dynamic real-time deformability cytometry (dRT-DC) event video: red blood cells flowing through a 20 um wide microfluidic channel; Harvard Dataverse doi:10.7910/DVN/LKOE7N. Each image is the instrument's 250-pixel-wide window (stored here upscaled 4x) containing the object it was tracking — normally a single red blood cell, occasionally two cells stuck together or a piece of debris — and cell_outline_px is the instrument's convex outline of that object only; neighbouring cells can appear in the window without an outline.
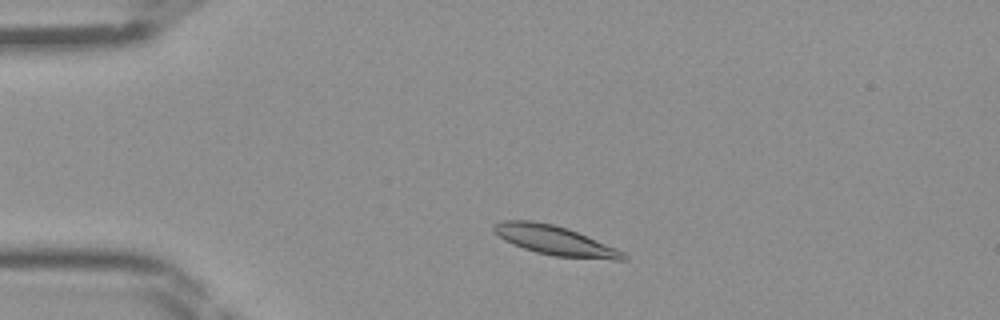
{"species": "Egyptian fruit bat (a non-hibernating species)", "species_latin": "Rousettus aegyptiacus", "temperature_condition": "room temperature", "stored_images_in_passage": 38, "camera_frame_rate_fps": 3000, "um_per_image_px": 0.085, "frame": {"image": 1, "passage_image": 2, "time_ms": 0.333, "image_size_px": [1000, 320], "cell_outline_px": [[628, 260], [612, 260], [552, 256], [536, 252], [512, 244], [504, 240], [492, 228], [500, 220], [532, 220], [552, 224], [568, 228], [616, 248], [624, 252], [628, 256]], "centroid_in_image_um": [47.2, 20.45], "position_along_channel_um": 37.8, "area_um2": 22.2}}
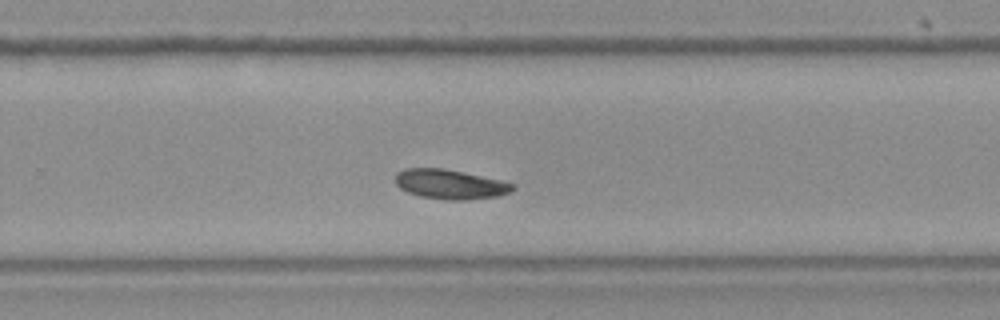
{"frame": {"image": 2, "passage_image": 22, "time_ms": 7.0, "image_size_px": [1000, 320], "cell_outline_px": [[516, 188], [508, 192], [496, 196], [464, 200], [448, 200], [420, 196], [408, 192], [400, 188], [396, 184], [396, 172], [404, 168], [444, 168], [500, 180], [516, 184]], "centroid_in_image_um": [38.24, 15.65], "position_along_channel_um": 291.6, "area_um2": 20.11}}
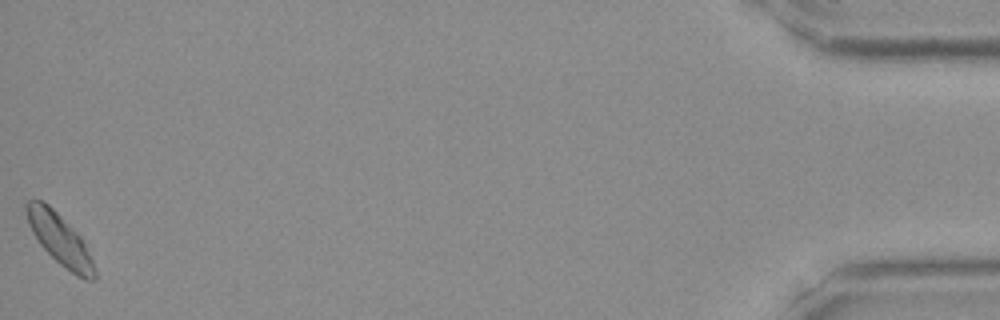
{"frame": {"image": 3, "passage_image": 38, "time_ms": 12.333, "image_size_px": [1000, 320], "cell_outline_px": [[96, 280], [84, 280], [76, 276], [64, 268], [40, 244], [32, 232], [28, 224], [24, 208], [24, 204], [28, 200], [40, 200], [48, 204], [80, 236], [92, 260], [96, 272]], "centroid_in_image_um": [5.06, 20.36], "position_along_channel_um": 430.1, "area_um2": 20.0}}